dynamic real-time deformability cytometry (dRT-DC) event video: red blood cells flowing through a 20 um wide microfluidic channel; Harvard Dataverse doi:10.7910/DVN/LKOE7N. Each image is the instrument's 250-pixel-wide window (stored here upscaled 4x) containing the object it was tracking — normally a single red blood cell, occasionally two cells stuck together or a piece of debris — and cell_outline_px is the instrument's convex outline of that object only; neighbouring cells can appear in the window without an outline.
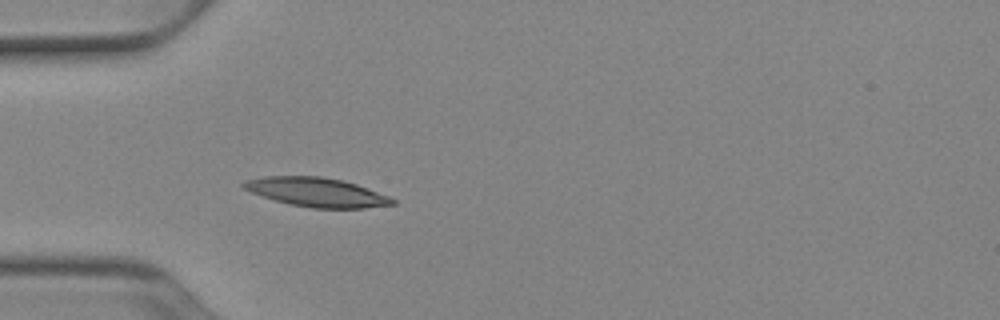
{"species": "Egyptian fruit bat (a non-hibernating species)", "species_latin": "Rousettus aegyptiacus", "temperature_condition": "cold", "stored_images_in_passage": 37, "camera_frame_rate_fps": 3000, "um_per_image_px": 0.085, "animal": {"sex": "female"}, "frame": {"image": 1, "passage_image": 1, "time_ms": 0.0, "image_size_px": [1000, 320], "cell_outline_px": [[396, 204], [364, 208], [312, 208], [292, 204], [276, 200], [252, 192], [244, 188], [240, 184], [244, 180], [264, 176], [320, 176], [340, 180], [356, 184], [388, 196], [396, 200]], "centroid_in_image_um": [26.91, 16.33], "position_along_channel_um": 58.1, "area_um2": 24.91}}
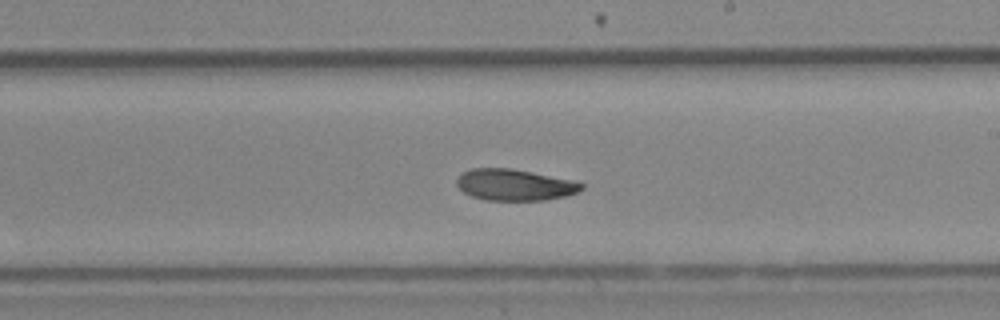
{"frame": {"image": 2, "passage_image": 16, "time_ms": 5.0, "image_size_px": [1000, 320], "cell_outline_px": [[584, 188], [568, 196], [544, 200], [484, 200], [472, 196], [464, 192], [456, 184], [456, 180], [464, 172], [472, 168], [508, 168], [572, 180], [584, 184]], "centroid_in_image_um": [43.74, 15.72], "position_along_channel_um": 245.3, "area_um2": 22.54}}
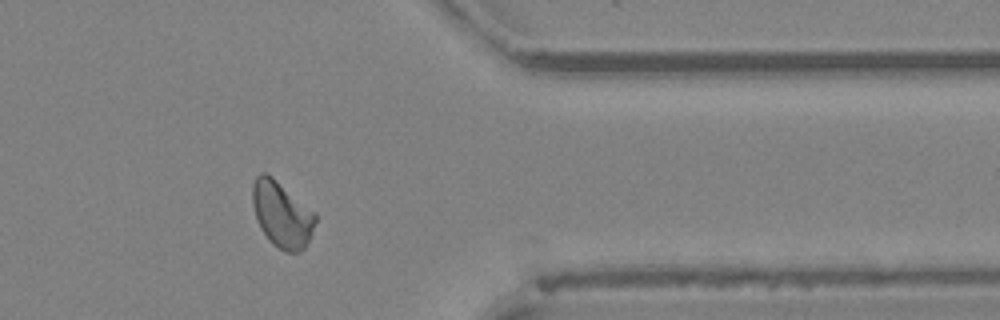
{"frame": {"image": 3, "passage_image": 28, "time_ms": 9.0, "image_size_px": [1000, 320], "cell_outline_px": [[316, 220], [308, 240], [304, 248], [300, 252], [284, 252], [272, 244], [268, 240], [260, 228], [256, 220], [252, 204], [252, 184], [256, 176], [260, 172], [264, 172], [272, 176], [316, 212]], "centroid_in_image_um": [23.93, 18.21], "position_along_channel_um": 387.5, "area_um2": 24.39}, "authors_computed_cell_mechanics": {"area_um2": 23.5246, "velocity_mm_per_s": 3.8728, "shape_relaxation_time_tau1_ms": 4.9209, "shape_relaxation_time_tau2_ms": 4.7732, "deformation_change_tau1": 0.1314, "deformation_change_tau2": 0.0991}}